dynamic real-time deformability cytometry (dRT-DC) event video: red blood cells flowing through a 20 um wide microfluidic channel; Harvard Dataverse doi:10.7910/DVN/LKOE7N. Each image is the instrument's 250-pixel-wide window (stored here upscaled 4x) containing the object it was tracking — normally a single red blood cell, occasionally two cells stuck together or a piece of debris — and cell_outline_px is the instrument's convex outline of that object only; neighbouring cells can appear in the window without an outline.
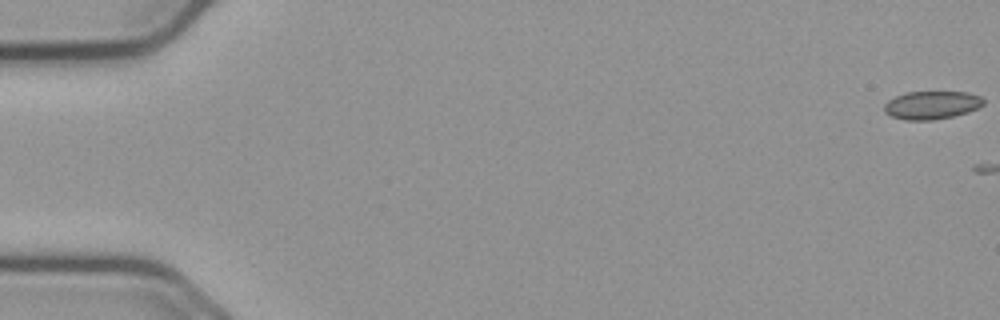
{"species": "common noctule bat (a hibernating species)", "species_latin": "Nyctalus noctula", "temperature_condition": "cold", "stored_images_in_passage": 2, "camera_frame_rate_fps": 3000, "um_per_image_px": 0.085, "animal": {"sex": "male", "body_mass_g": 23.1, "forearm_length_mm": 52.7}, "frame": {"image": 1, "passage_image": 1, "time_ms": 0.0, "image_size_px": [1000, 320], "cell_outline_px": [[984, 104], [968, 112], [952, 116], [932, 120], [904, 120], [892, 116], [884, 112], [884, 104], [888, 100], [896, 96], [908, 92], [968, 92], [980, 96], [984, 100]], "centroid_in_image_um": [79.18, 8.93], "position_along_channel_um": 5.8, "area_um2": 16.18}}